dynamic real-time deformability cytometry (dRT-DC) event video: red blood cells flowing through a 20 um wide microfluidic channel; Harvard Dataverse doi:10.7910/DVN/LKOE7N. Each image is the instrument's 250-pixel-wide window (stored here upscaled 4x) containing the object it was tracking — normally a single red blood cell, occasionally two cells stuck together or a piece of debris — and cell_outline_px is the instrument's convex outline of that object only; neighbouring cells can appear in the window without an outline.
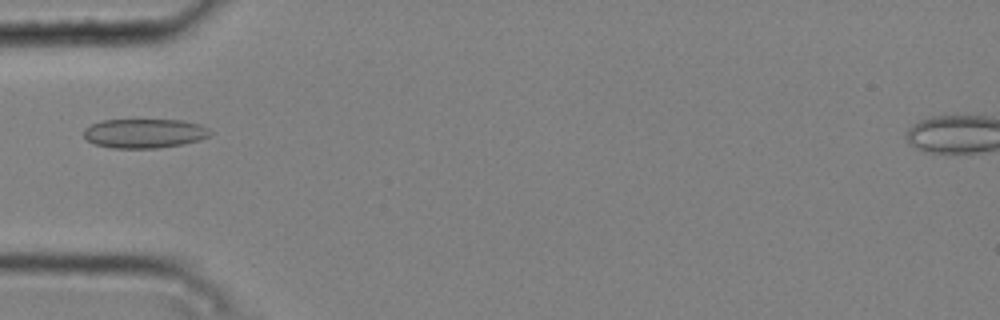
{"species": "common noctule bat (a hibernating species)", "species_latin": "Nyctalus noctula", "temperature_condition": "cold", "stored_images_in_passage": 8, "camera_frame_rate_fps": 3000, "um_per_image_px": 0.085, "animal": {"sex": "male", "body_mass_g": 20.4}, "frame": {"image": 1, "passage_image": 5, "time_ms": 1.333, "image_size_px": [1000, 320], "cell_outline_px": [[212, 132], [208, 136], [200, 140], [184, 144], [156, 148], [112, 148], [92, 144], [84, 136], [84, 128], [100, 120], [184, 120], [200, 124], [208, 128]], "centroid_in_image_um": [12.27, 11.33], "position_along_channel_um": 72.7, "area_um2": 21.73}}
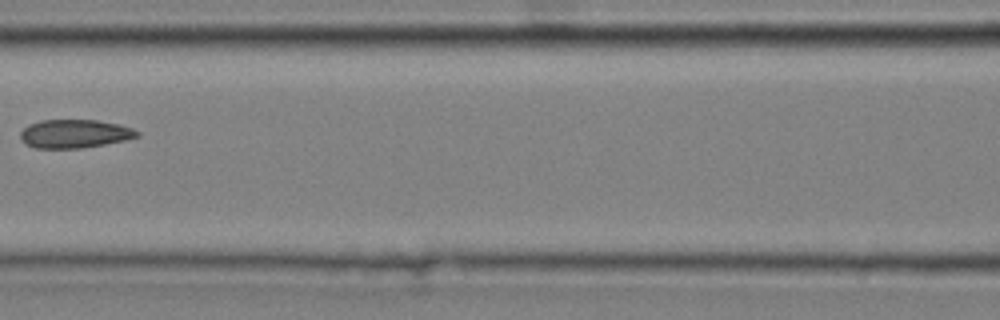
{"frame": {"image": 2, "passage_image": 7, "time_ms": 2.0, "image_size_px": [1000, 320], "cell_outline_px": [[140, 136], [124, 140], [84, 148], [36, 148], [24, 144], [20, 136], [20, 132], [28, 124], [40, 120], [96, 120], [120, 124], [132, 128], [140, 132]], "centroid_in_image_um": [6.33, 11.36], "position_along_channel_um": 160.3, "area_um2": 19.48}}
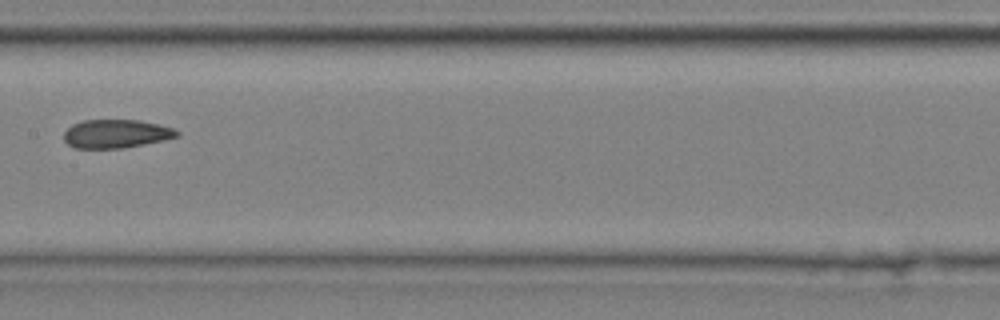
{"frame": {"image": 3, "passage_image": 8, "time_ms": 2.333, "image_size_px": [1000, 320], "cell_outline_px": [[180, 136], [164, 140], [120, 148], [76, 148], [68, 144], [64, 140], [64, 132], [72, 124], [84, 120], [140, 120], [160, 124], [172, 128], [180, 132]], "centroid_in_image_um": [9.88, 11.36], "position_along_channel_um": 197.5, "area_um2": 18.73}}